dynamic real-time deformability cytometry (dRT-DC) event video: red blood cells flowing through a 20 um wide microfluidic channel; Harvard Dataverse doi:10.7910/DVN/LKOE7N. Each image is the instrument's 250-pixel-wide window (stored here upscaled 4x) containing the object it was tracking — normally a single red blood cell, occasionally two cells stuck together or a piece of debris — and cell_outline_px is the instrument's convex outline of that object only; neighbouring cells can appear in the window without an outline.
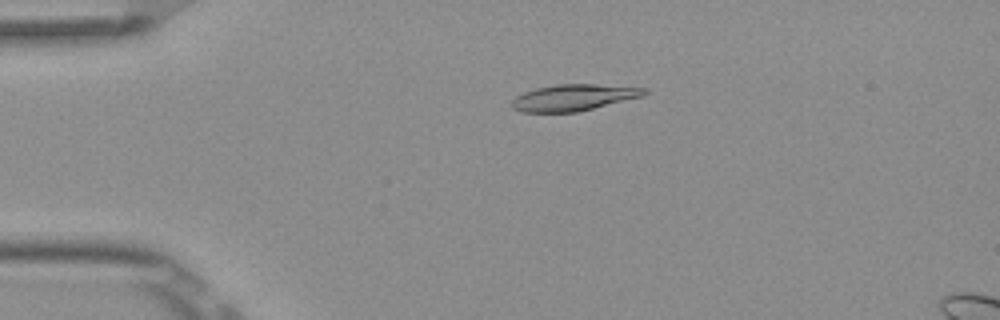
{"species": "Egyptian fruit bat (a non-hibernating species)", "species_latin": "Rousettus aegyptiacus", "temperature_condition": "room temperature", "stored_images_in_passage": 4, "camera_frame_rate_fps": 3000, "um_per_image_px": 0.085, "frame": {"image": 1, "passage_image": 3, "time_ms": 0.667, "image_size_px": [1000, 320], "cell_outline_px": [[648, 92], [644, 96], [576, 112], [520, 112], [512, 108], [512, 100], [516, 96], [524, 92], [536, 88], [556, 84], [596, 84], [648, 88]], "centroid_in_image_um": [48.76, 8.28], "position_along_channel_um": 36.2, "area_um2": 20.4}}